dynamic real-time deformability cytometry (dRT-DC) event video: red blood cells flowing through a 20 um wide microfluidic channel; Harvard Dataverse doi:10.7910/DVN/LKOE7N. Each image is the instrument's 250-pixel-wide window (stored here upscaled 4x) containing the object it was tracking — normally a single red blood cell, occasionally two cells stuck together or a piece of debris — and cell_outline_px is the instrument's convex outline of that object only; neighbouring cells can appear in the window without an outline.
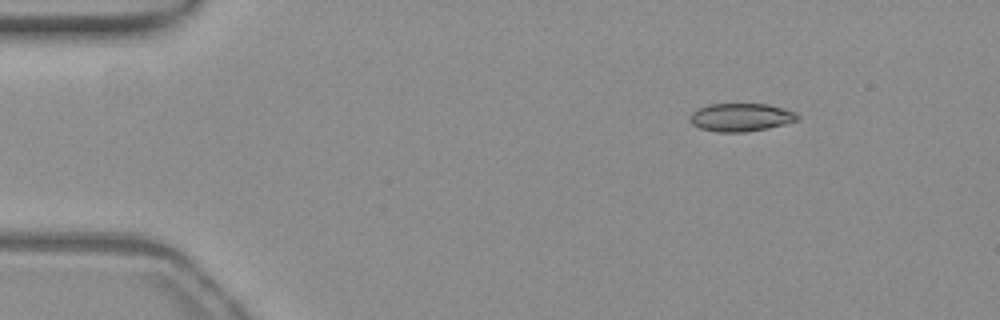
{"species": "common noctule bat (a hibernating species)", "species_latin": "Nyctalus noctula", "temperature_condition": "warm", "stored_images_in_passage": 49, "segment_of_instrument_passage": [1, 2], "camera_frame_rate_fps": 3000, "um_per_image_px": 0.085, "animal": {"sex": "female", "body_mass_g": 19.3, "forearm_length_mm": 54.1}, "frame": {"image": 1, "passage_image": 1, "time_ms": 0.0, "image_size_px": [1000, 320], "cell_outline_px": [[800, 120], [768, 128], [744, 132], [716, 132], [700, 128], [692, 124], [688, 120], [688, 116], [692, 112], [708, 104], [768, 104], [784, 108], [796, 112], [800, 116]], "centroid_in_image_um": [62.98, 9.97], "position_along_channel_um": 22.0, "area_um2": 17.8}}
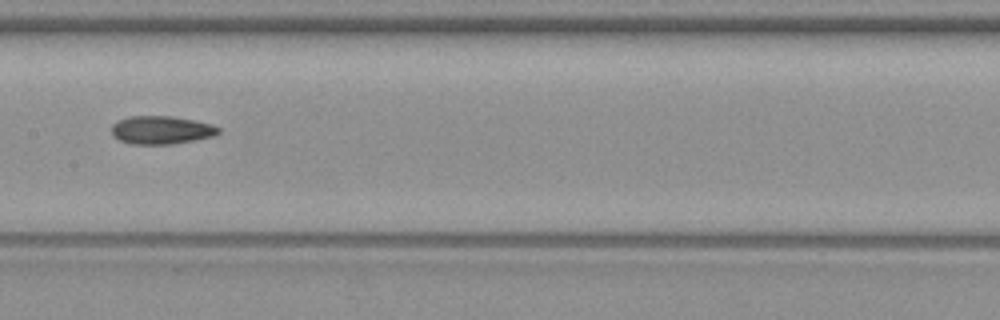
{"frame": {"image": 2, "passage_image": 21, "time_ms": 6.667, "image_size_px": [1000, 320], "cell_outline_px": [[220, 132], [212, 136], [172, 144], [132, 144], [120, 140], [112, 136], [112, 124], [116, 120], [128, 116], [172, 116], [196, 120], [212, 124], [220, 128]], "centroid_in_image_um": [13.68, 11.04], "position_along_channel_um": 193.7, "area_um2": 17.63}}
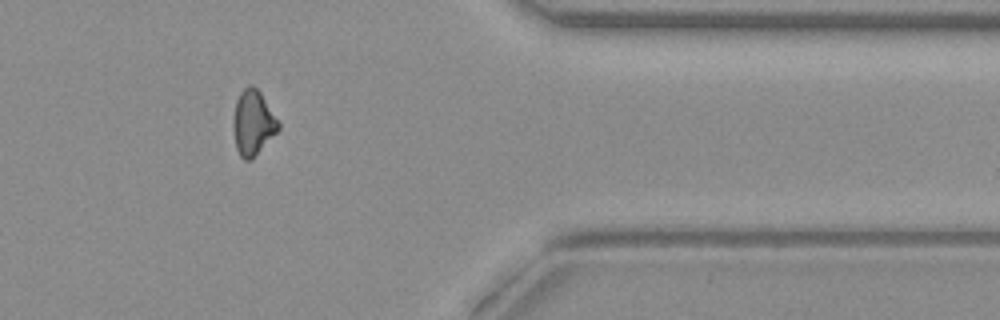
{"frame": {"image": 3, "passage_image": 38, "time_ms": 12.333, "image_size_px": [1000, 320], "cell_outline_px": [[280, 128], [252, 160], [244, 160], [240, 156], [236, 148], [232, 124], [232, 120], [236, 100], [240, 92], [248, 84], [252, 84], [260, 92], [280, 124]], "centroid_in_image_um": [21.48, 10.44], "position_along_channel_um": 389.9, "area_um2": 17.11}}